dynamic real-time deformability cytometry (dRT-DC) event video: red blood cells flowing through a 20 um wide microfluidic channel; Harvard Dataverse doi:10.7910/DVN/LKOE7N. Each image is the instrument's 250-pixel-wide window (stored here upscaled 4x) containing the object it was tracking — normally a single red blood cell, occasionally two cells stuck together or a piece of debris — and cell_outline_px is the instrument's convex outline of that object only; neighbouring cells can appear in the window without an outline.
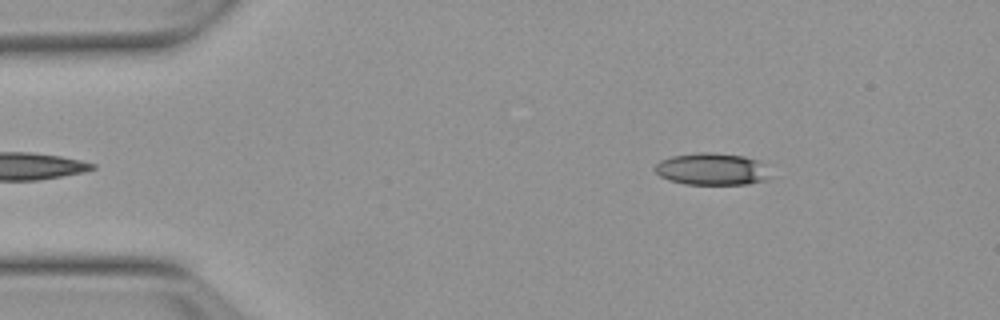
{"species": "Egyptian fruit bat (a non-hibernating species)", "species_latin": "Rousettus aegyptiacus", "temperature_condition": "warm", "stored_images_in_passage": 47, "camera_frame_rate_fps": 3000, "um_per_image_px": 0.085, "animal": {"sex": "female"}, "frame": {"image": 1, "passage_image": 2, "time_ms": 0.333, "image_size_px": [1000, 320], "cell_outline_px": [[772, 176], [768, 180], [748, 184], [684, 184], [668, 180], [660, 176], [652, 168], [660, 160], [672, 156], [700, 152], [704, 152], [744, 156], [756, 160], [764, 164]], "centroid_in_image_um": [60.52, 14.38], "position_along_channel_um": 24.5, "area_um2": 21.68}}
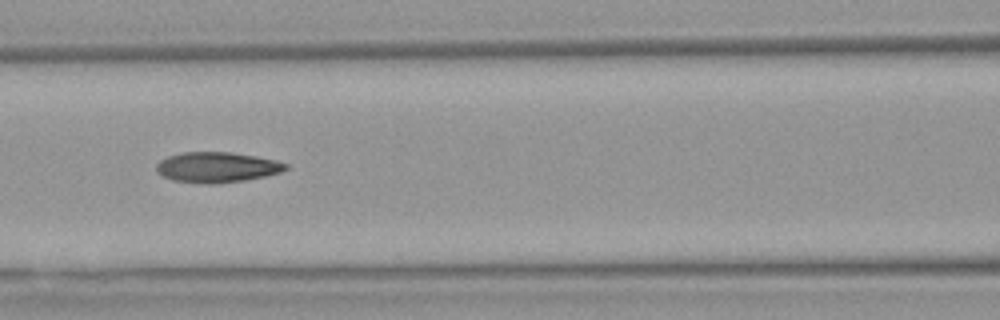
{"frame": {"image": 2, "passage_image": 17, "time_ms": 5.333, "image_size_px": [1000, 320], "cell_outline_px": [[288, 168], [280, 172], [264, 176], [244, 180], [212, 184], [208, 184], [172, 180], [156, 172], [156, 164], [160, 160], [168, 156], [180, 152], [232, 152], [256, 156], [276, 160], [288, 164]], "centroid_in_image_um": [18.42, 14.2], "position_along_channel_um": 148.2, "area_um2": 22.89}}
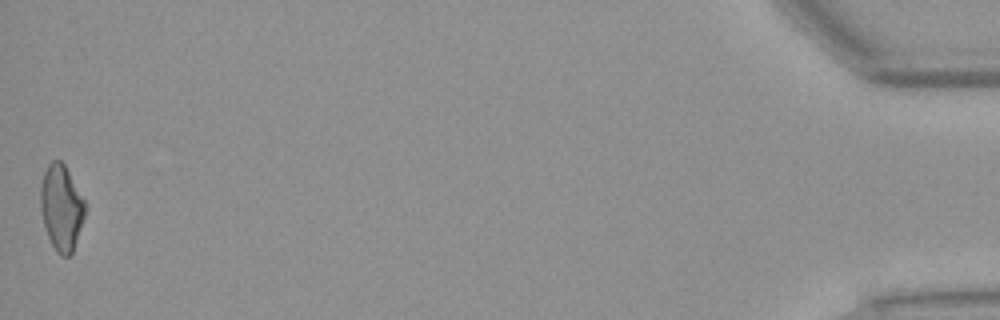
{"frame": {"image": 3, "passage_image": 47, "time_ms": 15.333, "image_size_px": [1000, 320], "cell_outline_px": [[84, 216], [72, 252], [68, 256], [60, 256], [56, 252], [48, 236], [44, 224], [40, 208], [40, 188], [44, 172], [48, 164], [52, 160], [60, 160], [64, 164], [84, 200]], "centroid_in_image_um": [5.19, 17.64], "position_along_channel_um": 430.0, "area_um2": 21.79}, "authors_computed_cell_mechanics": {"area_um2": 22.1374, "velocity_mm_per_s": 3.829, "shape_relaxation_time_tau1_ms": null, "shape_relaxation_time_tau2_ms": 3.0621, "deformation_change_tau1": null, "deformation_change_tau2": 0.1061}}